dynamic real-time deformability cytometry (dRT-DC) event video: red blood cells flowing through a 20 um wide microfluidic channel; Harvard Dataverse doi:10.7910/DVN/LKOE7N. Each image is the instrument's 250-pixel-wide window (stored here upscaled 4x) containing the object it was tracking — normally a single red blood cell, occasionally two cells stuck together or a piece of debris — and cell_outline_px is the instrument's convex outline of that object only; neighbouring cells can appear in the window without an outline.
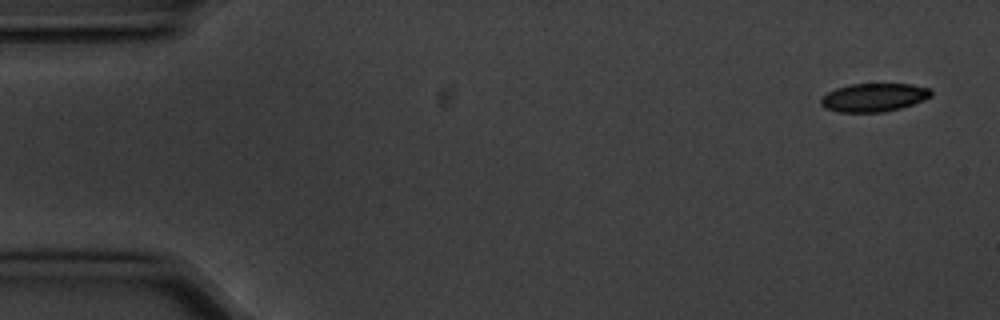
{"species": "common noctule bat (a hibernating species)", "species_latin": "Nyctalus noctula", "temperature_condition": "cold", "stored_images_in_passage": 9, "camera_frame_rate_fps": 3000, "um_per_image_px": 0.085, "animal": {"sex": "male", "body_mass_g": 20.1, "forearm_length_mm": 53.5}, "frame": {"image": 1, "passage_image": 1, "time_ms": 0.0, "image_size_px": [1000, 320], "cell_outline_px": [[932, 96], [924, 100], [900, 108], [884, 112], [840, 112], [824, 108], [820, 104], [820, 96], [836, 88], [852, 84], [912, 84], [928, 88], [932, 92]], "centroid_in_image_um": [74.25, 8.28], "position_along_channel_um": 10.8, "area_um2": 18.26}}
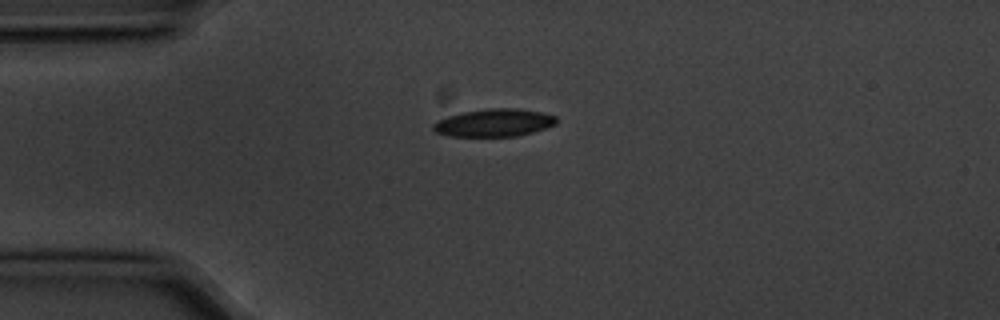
{"frame": {"image": 2, "passage_image": 4, "time_ms": 1.0, "image_size_px": [1000, 320], "cell_outline_px": [[556, 124], [532, 132], [516, 136], [448, 136], [436, 132], [432, 128], [432, 124], [448, 116], [464, 112], [488, 108], [516, 108], [540, 112], [556, 116]], "centroid_in_image_um": [41.99, 10.43], "position_along_channel_um": 43.0, "area_um2": 19.65}}
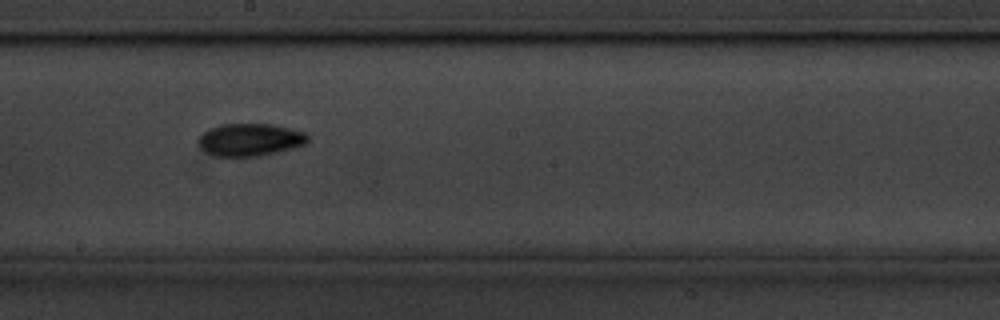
{"frame": {"image": 3, "passage_image": 9, "time_ms": 2.667, "image_size_px": [1000, 320], "cell_outline_px": [[308, 144], [276, 152], [256, 156], [216, 156], [208, 152], [200, 144], [200, 136], [208, 128], [220, 124], [272, 124], [292, 128], [304, 132], [308, 136]], "centroid_in_image_um": [21.31, 11.85], "position_along_channel_um": 226.9, "area_um2": 20.52}}